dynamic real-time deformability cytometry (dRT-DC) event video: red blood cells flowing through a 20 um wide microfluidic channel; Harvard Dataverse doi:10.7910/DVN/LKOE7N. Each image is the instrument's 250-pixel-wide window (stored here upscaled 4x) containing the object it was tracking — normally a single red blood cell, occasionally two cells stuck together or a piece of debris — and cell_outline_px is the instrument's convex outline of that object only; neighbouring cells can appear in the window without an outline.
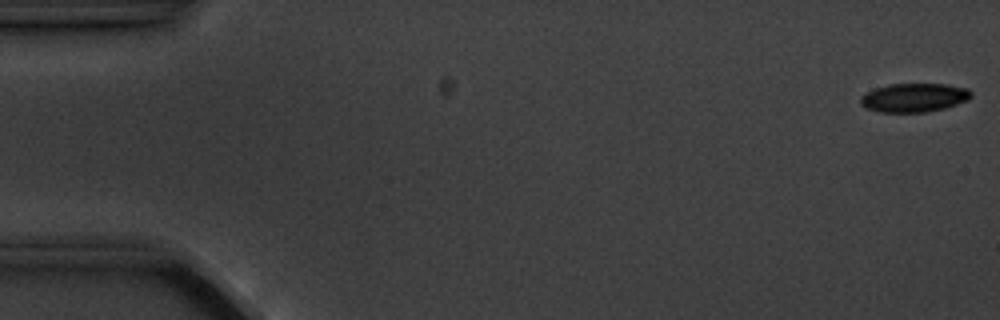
{"species": "common noctule bat (a hibernating species)", "species_latin": "Nyctalus noctula", "temperature_condition": "cold", "stored_images_in_passage": 5, "camera_frame_rate_fps": 3000, "um_per_image_px": 0.085, "animal": {"sex": "male", "body_mass_g": 20.1, "forearm_length_mm": 53.5}, "frame": {"image": 1, "passage_image": 1, "time_ms": 0.0, "image_size_px": [1000, 320], "cell_outline_px": [[972, 96], [968, 100], [944, 108], [924, 112], [880, 112], [864, 108], [860, 104], [860, 96], [876, 88], [888, 84], [948, 84], [968, 88], [972, 92]], "centroid_in_image_um": [77.69, 8.29], "position_along_channel_um": 7.3, "area_um2": 18.61}}